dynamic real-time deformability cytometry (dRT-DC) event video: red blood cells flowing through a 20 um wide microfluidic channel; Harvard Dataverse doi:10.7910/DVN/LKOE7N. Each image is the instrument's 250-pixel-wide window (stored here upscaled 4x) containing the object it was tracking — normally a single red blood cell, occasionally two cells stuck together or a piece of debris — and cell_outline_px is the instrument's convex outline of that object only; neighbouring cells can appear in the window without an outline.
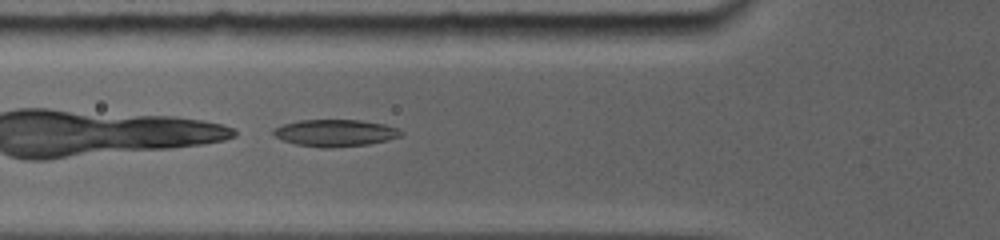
{"species": "common noctule bat (a hibernating species)", "species_latin": "Nyctalus noctula", "temperature_condition": "room temperature", "stored_images_in_passage": 45, "camera_frame_rate_fps": 5000, "um_per_image_px": 0.085, "animal": {"sex": "female", "body_mass_g": 19.0, "forearm_length_mm": 56.7}, "frame": {"image": 1, "passage_image": 5, "time_ms": 0.8, "image_size_px": [1000, 240], "cell_outline_px": [[400, 136], [368, 144], [320, 148], [296, 144], [284, 140], [276, 136], [272, 132], [276, 128], [284, 124], [300, 120], [360, 120], [384, 124], [396, 128], [400, 132]], "centroid_in_image_um": [28.46, 11.29], "position_along_channel_um": 97.3, "area_um2": 19.48}}
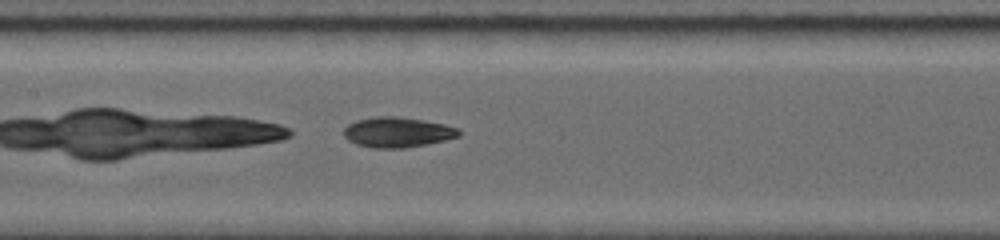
{"frame": {"image": 2, "passage_image": 15, "time_ms": 2.8, "image_size_px": [1000, 240], "cell_outline_px": [[460, 132], [456, 136], [444, 140], [404, 148], [376, 148], [360, 144], [348, 140], [344, 136], [344, 128], [348, 124], [356, 120], [380, 116], [396, 116], [444, 124], [456, 128]], "centroid_in_image_um": [33.73, 11.23], "position_along_channel_um": 173.7, "area_um2": 19.71}}
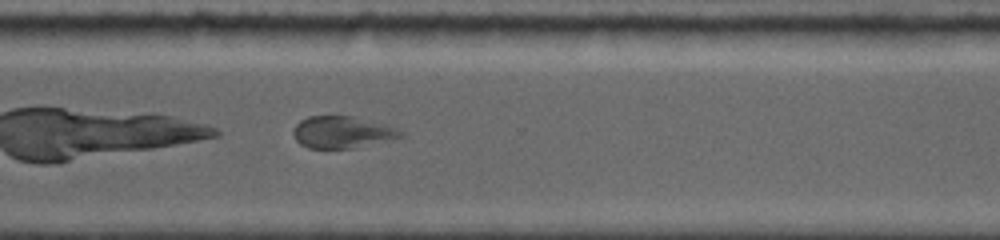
{"frame": {"image": 3, "passage_image": 37, "time_ms": 7.2, "image_size_px": [1000, 240], "cell_outline_px": [[404, 136], [352, 148], [308, 148], [300, 144], [296, 140], [292, 132], [292, 128], [300, 120], [308, 116], [352, 116], [400, 128], [404, 132]], "centroid_in_image_um": [29.06, 11.23], "position_along_channel_um": 341.5, "area_um2": 19.94}}